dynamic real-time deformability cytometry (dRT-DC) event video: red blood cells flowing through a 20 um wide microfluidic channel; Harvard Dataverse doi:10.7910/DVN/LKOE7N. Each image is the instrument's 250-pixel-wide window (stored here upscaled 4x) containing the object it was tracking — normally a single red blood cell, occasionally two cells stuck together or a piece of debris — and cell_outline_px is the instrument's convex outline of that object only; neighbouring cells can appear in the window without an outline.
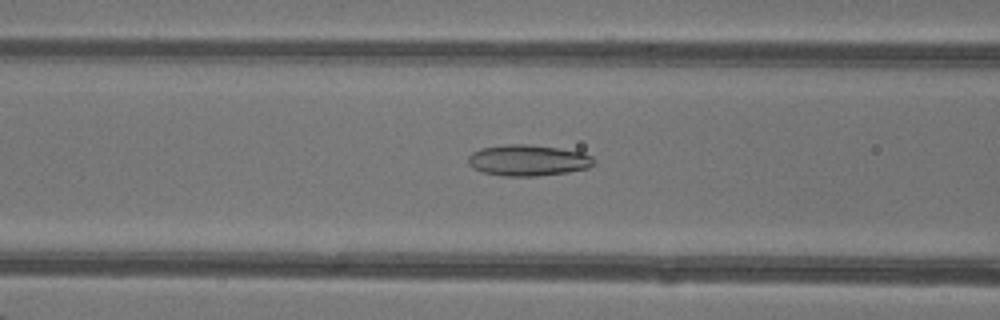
{"species": "common noctule bat (a hibernating species)", "species_latin": "Nyctalus noctula", "temperature_condition": "warm", "stored_images_in_passage": 48, "camera_frame_rate_fps": 3000, "um_per_image_px": 0.085, "animal": {"sex": "female"}, "frame": {"image": 1, "passage_image": 20, "time_ms": 6.333, "image_size_px": [1000, 320], "cell_outline_px": [[596, 164], [588, 168], [568, 172], [536, 176], [500, 176], [484, 172], [472, 168], [468, 164], [468, 156], [472, 152], [480, 148], [504, 144], [528, 144], [560, 148], [584, 152], [592, 156], [596, 160]], "centroid_in_image_um": [44.9, 13.62], "position_along_channel_um": 121.7, "area_um2": 23.18}}
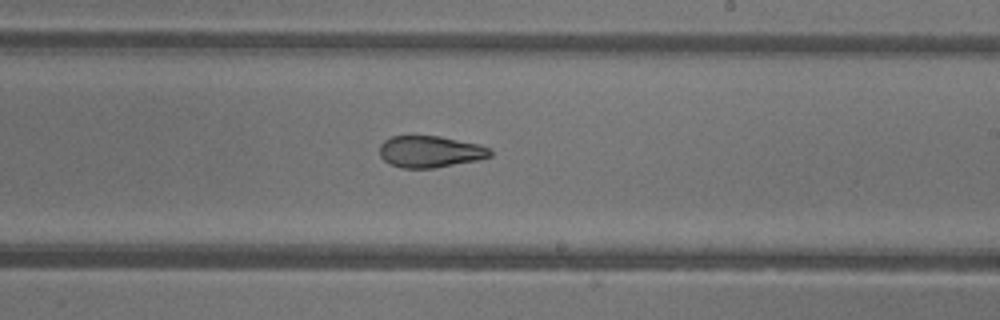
{"frame": {"image": 2, "passage_image": 29, "time_ms": 9.333, "image_size_px": [1000, 320], "cell_outline_px": [[492, 156], [480, 160], [436, 168], [400, 168], [388, 164], [380, 156], [380, 144], [384, 140], [392, 136], [440, 136], [476, 144], [488, 148], [492, 152]], "centroid_in_image_um": [36.54, 12.91], "position_along_channel_um": 252.5, "area_um2": 20.52}}
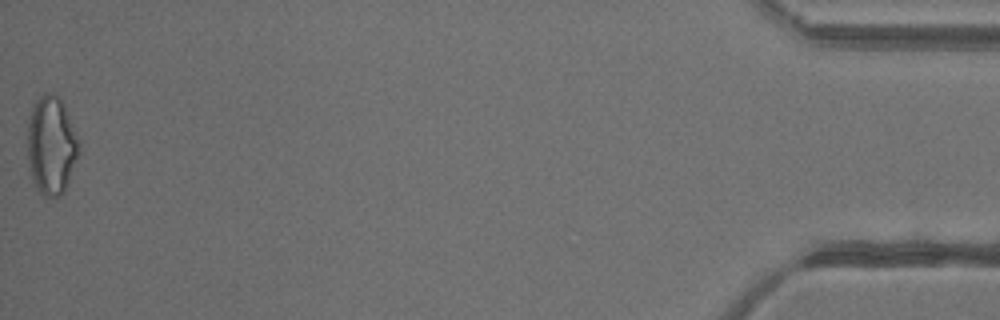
{"frame": {"image": 3, "passage_image": 48, "time_ms": 15.667, "image_size_px": [1000, 320], "cell_outline_px": [[80, 152], [68, 184], [64, 192], [60, 196], [44, 196], [36, 192], [28, 168], [28, 124], [32, 104], [44, 92], [52, 92], [64, 104], [80, 144]], "centroid_in_image_um": [4.36, 12.39], "position_along_channel_um": 430.8, "area_um2": 29.94}, "authors_computed_cell_mechanics": {"area_um2": 23.5246, "velocity_mm_per_s": 4.3605, "shape_relaxation_time_tau1_ms": null, "shape_relaxation_time_tau2_ms": 2.1464, "deformation_change_tau1": null, "deformation_change_tau2": 0.1038}}